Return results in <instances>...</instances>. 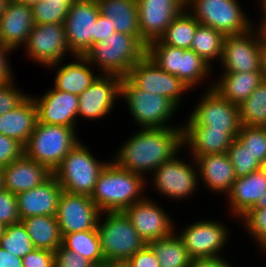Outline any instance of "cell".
Returning <instances> with one entry per match:
<instances>
[{
	"mask_svg": "<svg viewBox=\"0 0 266 267\" xmlns=\"http://www.w3.org/2000/svg\"><path fill=\"white\" fill-rule=\"evenodd\" d=\"M238 0H187V11L202 25L224 36L239 35L253 28Z\"/></svg>",
	"mask_w": 266,
	"mask_h": 267,
	"instance_id": "cell-9",
	"label": "cell"
},
{
	"mask_svg": "<svg viewBox=\"0 0 266 267\" xmlns=\"http://www.w3.org/2000/svg\"><path fill=\"white\" fill-rule=\"evenodd\" d=\"M266 208V192L259 198L255 206L251 209H265Z\"/></svg>",
	"mask_w": 266,
	"mask_h": 267,
	"instance_id": "cell-56",
	"label": "cell"
},
{
	"mask_svg": "<svg viewBox=\"0 0 266 267\" xmlns=\"http://www.w3.org/2000/svg\"><path fill=\"white\" fill-rule=\"evenodd\" d=\"M238 107L242 125L266 127V80Z\"/></svg>",
	"mask_w": 266,
	"mask_h": 267,
	"instance_id": "cell-37",
	"label": "cell"
},
{
	"mask_svg": "<svg viewBox=\"0 0 266 267\" xmlns=\"http://www.w3.org/2000/svg\"><path fill=\"white\" fill-rule=\"evenodd\" d=\"M183 229L178 234L175 226V233L192 259L219 257V252L224 250L223 247L228 242V236H231L226 225L217 220H199Z\"/></svg>",
	"mask_w": 266,
	"mask_h": 267,
	"instance_id": "cell-15",
	"label": "cell"
},
{
	"mask_svg": "<svg viewBox=\"0 0 266 267\" xmlns=\"http://www.w3.org/2000/svg\"><path fill=\"white\" fill-rule=\"evenodd\" d=\"M224 38L221 32L210 26L199 24L190 49L211 66L214 60H221Z\"/></svg>",
	"mask_w": 266,
	"mask_h": 267,
	"instance_id": "cell-35",
	"label": "cell"
},
{
	"mask_svg": "<svg viewBox=\"0 0 266 267\" xmlns=\"http://www.w3.org/2000/svg\"><path fill=\"white\" fill-rule=\"evenodd\" d=\"M120 97L128 104L130 115L139 128L173 127L167 123L179 107L168 97L141 90L127 77L121 79Z\"/></svg>",
	"mask_w": 266,
	"mask_h": 267,
	"instance_id": "cell-6",
	"label": "cell"
},
{
	"mask_svg": "<svg viewBox=\"0 0 266 267\" xmlns=\"http://www.w3.org/2000/svg\"><path fill=\"white\" fill-rule=\"evenodd\" d=\"M101 211L91 196L62 191L56 212V219L62 237L73 232L97 228Z\"/></svg>",
	"mask_w": 266,
	"mask_h": 267,
	"instance_id": "cell-17",
	"label": "cell"
},
{
	"mask_svg": "<svg viewBox=\"0 0 266 267\" xmlns=\"http://www.w3.org/2000/svg\"><path fill=\"white\" fill-rule=\"evenodd\" d=\"M19 4H26V5H30L32 6L35 2H37L38 0H10Z\"/></svg>",
	"mask_w": 266,
	"mask_h": 267,
	"instance_id": "cell-58",
	"label": "cell"
},
{
	"mask_svg": "<svg viewBox=\"0 0 266 267\" xmlns=\"http://www.w3.org/2000/svg\"><path fill=\"white\" fill-rule=\"evenodd\" d=\"M24 47L26 56L31 58L33 63H39L46 68L62 63L67 55H72L64 23L34 24Z\"/></svg>",
	"mask_w": 266,
	"mask_h": 267,
	"instance_id": "cell-13",
	"label": "cell"
},
{
	"mask_svg": "<svg viewBox=\"0 0 266 267\" xmlns=\"http://www.w3.org/2000/svg\"><path fill=\"white\" fill-rule=\"evenodd\" d=\"M217 80L214 81L215 83H211L212 85L210 86L224 99L239 106L248 99L264 79L262 72H246L221 73Z\"/></svg>",
	"mask_w": 266,
	"mask_h": 267,
	"instance_id": "cell-31",
	"label": "cell"
},
{
	"mask_svg": "<svg viewBox=\"0 0 266 267\" xmlns=\"http://www.w3.org/2000/svg\"><path fill=\"white\" fill-rule=\"evenodd\" d=\"M96 230L105 262L129 259L148 244L123 211L101 212Z\"/></svg>",
	"mask_w": 266,
	"mask_h": 267,
	"instance_id": "cell-4",
	"label": "cell"
},
{
	"mask_svg": "<svg viewBox=\"0 0 266 267\" xmlns=\"http://www.w3.org/2000/svg\"><path fill=\"white\" fill-rule=\"evenodd\" d=\"M200 23L187 11V9L167 27L164 34L159 38L163 44L173 47L190 49L195 31Z\"/></svg>",
	"mask_w": 266,
	"mask_h": 267,
	"instance_id": "cell-36",
	"label": "cell"
},
{
	"mask_svg": "<svg viewBox=\"0 0 266 267\" xmlns=\"http://www.w3.org/2000/svg\"><path fill=\"white\" fill-rule=\"evenodd\" d=\"M189 267H234L227 259L220 257L212 258H193L190 261Z\"/></svg>",
	"mask_w": 266,
	"mask_h": 267,
	"instance_id": "cell-51",
	"label": "cell"
},
{
	"mask_svg": "<svg viewBox=\"0 0 266 267\" xmlns=\"http://www.w3.org/2000/svg\"><path fill=\"white\" fill-rule=\"evenodd\" d=\"M263 34H264V38H265V40H266V31H265Z\"/></svg>",
	"mask_w": 266,
	"mask_h": 267,
	"instance_id": "cell-62",
	"label": "cell"
},
{
	"mask_svg": "<svg viewBox=\"0 0 266 267\" xmlns=\"http://www.w3.org/2000/svg\"><path fill=\"white\" fill-rule=\"evenodd\" d=\"M119 147L112 161L122 169L144 175L182 151L183 128H140Z\"/></svg>",
	"mask_w": 266,
	"mask_h": 267,
	"instance_id": "cell-1",
	"label": "cell"
},
{
	"mask_svg": "<svg viewBox=\"0 0 266 267\" xmlns=\"http://www.w3.org/2000/svg\"><path fill=\"white\" fill-rule=\"evenodd\" d=\"M198 167L199 182L209 191L228 194L236 180L234 167L227 153H216L199 156L195 159Z\"/></svg>",
	"mask_w": 266,
	"mask_h": 267,
	"instance_id": "cell-25",
	"label": "cell"
},
{
	"mask_svg": "<svg viewBox=\"0 0 266 267\" xmlns=\"http://www.w3.org/2000/svg\"><path fill=\"white\" fill-rule=\"evenodd\" d=\"M0 267H23L22 258L0 247Z\"/></svg>",
	"mask_w": 266,
	"mask_h": 267,
	"instance_id": "cell-52",
	"label": "cell"
},
{
	"mask_svg": "<svg viewBox=\"0 0 266 267\" xmlns=\"http://www.w3.org/2000/svg\"><path fill=\"white\" fill-rule=\"evenodd\" d=\"M146 55L161 69L181 79L191 91L212 72V66L192 49L163 44L159 39L147 45Z\"/></svg>",
	"mask_w": 266,
	"mask_h": 267,
	"instance_id": "cell-8",
	"label": "cell"
},
{
	"mask_svg": "<svg viewBox=\"0 0 266 267\" xmlns=\"http://www.w3.org/2000/svg\"><path fill=\"white\" fill-rule=\"evenodd\" d=\"M115 33V29L110 23V18L99 14L95 24V43L108 39Z\"/></svg>",
	"mask_w": 266,
	"mask_h": 267,
	"instance_id": "cell-50",
	"label": "cell"
},
{
	"mask_svg": "<svg viewBox=\"0 0 266 267\" xmlns=\"http://www.w3.org/2000/svg\"><path fill=\"white\" fill-rule=\"evenodd\" d=\"M53 172L23 153L3 168L4 189L17 195L47 181Z\"/></svg>",
	"mask_w": 266,
	"mask_h": 267,
	"instance_id": "cell-22",
	"label": "cell"
},
{
	"mask_svg": "<svg viewBox=\"0 0 266 267\" xmlns=\"http://www.w3.org/2000/svg\"><path fill=\"white\" fill-rule=\"evenodd\" d=\"M4 188V184H3V168L0 167V190H2Z\"/></svg>",
	"mask_w": 266,
	"mask_h": 267,
	"instance_id": "cell-59",
	"label": "cell"
},
{
	"mask_svg": "<svg viewBox=\"0 0 266 267\" xmlns=\"http://www.w3.org/2000/svg\"><path fill=\"white\" fill-rule=\"evenodd\" d=\"M148 245L157 256L159 267H189L192 258L175 232Z\"/></svg>",
	"mask_w": 266,
	"mask_h": 267,
	"instance_id": "cell-33",
	"label": "cell"
},
{
	"mask_svg": "<svg viewBox=\"0 0 266 267\" xmlns=\"http://www.w3.org/2000/svg\"><path fill=\"white\" fill-rule=\"evenodd\" d=\"M155 200L145 196L123 212L131 221L138 234L149 243L161 239L175 232L173 219L162 209Z\"/></svg>",
	"mask_w": 266,
	"mask_h": 267,
	"instance_id": "cell-18",
	"label": "cell"
},
{
	"mask_svg": "<svg viewBox=\"0 0 266 267\" xmlns=\"http://www.w3.org/2000/svg\"><path fill=\"white\" fill-rule=\"evenodd\" d=\"M105 267H132L128 259L110 260L103 264Z\"/></svg>",
	"mask_w": 266,
	"mask_h": 267,
	"instance_id": "cell-54",
	"label": "cell"
},
{
	"mask_svg": "<svg viewBox=\"0 0 266 267\" xmlns=\"http://www.w3.org/2000/svg\"><path fill=\"white\" fill-rule=\"evenodd\" d=\"M77 0H38L32 7L34 24L64 23L70 5Z\"/></svg>",
	"mask_w": 266,
	"mask_h": 267,
	"instance_id": "cell-38",
	"label": "cell"
},
{
	"mask_svg": "<svg viewBox=\"0 0 266 267\" xmlns=\"http://www.w3.org/2000/svg\"><path fill=\"white\" fill-rule=\"evenodd\" d=\"M122 77L101 74L89 88L78 96V116L80 118L98 120L108 116L120 97Z\"/></svg>",
	"mask_w": 266,
	"mask_h": 267,
	"instance_id": "cell-20",
	"label": "cell"
},
{
	"mask_svg": "<svg viewBox=\"0 0 266 267\" xmlns=\"http://www.w3.org/2000/svg\"><path fill=\"white\" fill-rule=\"evenodd\" d=\"M5 227L2 223H0V237L3 235Z\"/></svg>",
	"mask_w": 266,
	"mask_h": 267,
	"instance_id": "cell-60",
	"label": "cell"
},
{
	"mask_svg": "<svg viewBox=\"0 0 266 267\" xmlns=\"http://www.w3.org/2000/svg\"><path fill=\"white\" fill-rule=\"evenodd\" d=\"M193 162V163H191ZM187 163L176 154L171 160L162 163L152 172L154 190L164 198L185 199L198 191L199 175L194 158ZM194 165V166H193Z\"/></svg>",
	"mask_w": 266,
	"mask_h": 267,
	"instance_id": "cell-12",
	"label": "cell"
},
{
	"mask_svg": "<svg viewBox=\"0 0 266 267\" xmlns=\"http://www.w3.org/2000/svg\"><path fill=\"white\" fill-rule=\"evenodd\" d=\"M262 74L263 79L266 80V40L263 41V48H262Z\"/></svg>",
	"mask_w": 266,
	"mask_h": 267,
	"instance_id": "cell-55",
	"label": "cell"
},
{
	"mask_svg": "<svg viewBox=\"0 0 266 267\" xmlns=\"http://www.w3.org/2000/svg\"><path fill=\"white\" fill-rule=\"evenodd\" d=\"M37 121V107L31 94L13 110L0 116V134L13 138L25 146Z\"/></svg>",
	"mask_w": 266,
	"mask_h": 267,
	"instance_id": "cell-29",
	"label": "cell"
},
{
	"mask_svg": "<svg viewBox=\"0 0 266 267\" xmlns=\"http://www.w3.org/2000/svg\"><path fill=\"white\" fill-rule=\"evenodd\" d=\"M37 107L38 122L76 128L79 99L77 95L54 89L42 96H33Z\"/></svg>",
	"mask_w": 266,
	"mask_h": 267,
	"instance_id": "cell-21",
	"label": "cell"
},
{
	"mask_svg": "<svg viewBox=\"0 0 266 267\" xmlns=\"http://www.w3.org/2000/svg\"><path fill=\"white\" fill-rule=\"evenodd\" d=\"M0 247L23 258L34 249L30 236L22 222L5 227L0 237Z\"/></svg>",
	"mask_w": 266,
	"mask_h": 267,
	"instance_id": "cell-39",
	"label": "cell"
},
{
	"mask_svg": "<svg viewBox=\"0 0 266 267\" xmlns=\"http://www.w3.org/2000/svg\"><path fill=\"white\" fill-rule=\"evenodd\" d=\"M55 267H96L91 261L60 245L54 251Z\"/></svg>",
	"mask_w": 266,
	"mask_h": 267,
	"instance_id": "cell-45",
	"label": "cell"
},
{
	"mask_svg": "<svg viewBox=\"0 0 266 267\" xmlns=\"http://www.w3.org/2000/svg\"><path fill=\"white\" fill-rule=\"evenodd\" d=\"M13 81L0 85V116L13 110L20 104L28 94L23 93L17 88Z\"/></svg>",
	"mask_w": 266,
	"mask_h": 267,
	"instance_id": "cell-44",
	"label": "cell"
},
{
	"mask_svg": "<svg viewBox=\"0 0 266 267\" xmlns=\"http://www.w3.org/2000/svg\"><path fill=\"white\" fill-rule=\"evenodd\" d=\"M253 24L248 32L225 36L221 57L222 73L262 72L264 34Z\"/></svg>",
	"mask_w": 266,
	"mask_h": 267,
	"instance_id": "cell-10",
	"label": "cell"
},
{
	"mask_svg": "<svg viewBox=\"0 0 266 267\" xmlns=\"http://www.w3.org/2000/svg\"><path fill=\"white\" fill-rule=\"evenodd\" d=\"M243 223L247 229L248 235L255 239L262 252H266V208L265 209H249L239 222Z\"/></svg>",
	"mask_w": 266,
	"mask_h": 267,
	"instance_id": "cell-42",
	"label": "cell"
},
{
	"mask_svg": "<svg viewBox=\"0 0 266 267\" xmlns=\"http://www.w3.org/2000/svg\"><path fill=\"white\" fill-rule=\"evenodd\" d=\"M128 260L132 267H159L158 258L148 244Z\"/></svg>",
	"mask_w": 266,
	"mask_h": 267,
	"instance_id": "cell-48",
	"label": "cell"
},
{
	"mask_svg": "<svg viewBox=\"0 0 266 267\" xmlns=\"http://www.w3.org/2000/svg\"><path fill=\"white\" fill-rule=\"evenodd\" d=\"M108 164L89 151L88 146L78 142L63 158L53 175L64 191L91 196L100 172Z\"/></svg>",
	"mask_w": 266,
	"mask_h": 267,
	"instance_id": "cell-5",
	"label": "cell"
},
{
	"mask_svg": "<svg viewBox=\"0 0 266 267\" xmlns=\"http://www.w3.org/2000/svg\"><path fill=\"white\" fill-rule=\"evenodd\" d=\"M62 246L88 259L95 266L105 263L96 229L66 234L62 237Z\"/></svg>",
	"mask_w": 266,
	"mask_h": 267,
	"instance_id": "cell-34",
	"label": "cell"
},
{
	"mask_svg": "<svg viewBox=\"0 0 266 267\" xmlns=\"http://www.w3.org/2000/svg\"><path fill=\"white\" fill-rule=\"evenodd\" d=\"M236 138L263 165L266 159V127L242 125Z\"/></svg>",
	"mask_w": 266,
	"mask_h": 267,
	"instance_id": "cell-40",
	"label": "cell"
},
{
	"mask_svg": "<svg viewBox=\"0 0 266 267\" xmlns=\"http://www.w3.org/2000/svg\"><path fill=\"white\" fill-rule=\"evenodd\" d=\"M34 248L55 251L62 245V235L55 216L37 215L22 219Z\"/></svg>",
	"mask_w": 266,
	"mask_h": 267,
	"instance_id": "cell-32",
	"label": "cell"
},
{
	"mask_svg": "<svg viewBox=\"0 0 266 267\" xmlns=\"http://www.w3.org/2000/svg\"><path fill=\"white\" fill-rule=\"evenodd\" d=\"M227 155L234 167L236 178L247 176L262 168L256 157L245 149V146L237 138L227 149Z\"/></svg>",
	"mask_w": 266,
	"mask_h": 267,
	"instance_id": "cell-41",
	"label": "cell"
},
{
	"mask_svg": "<svg viewBox=\"0 0 266 267\" xmlns=\"http://www.w3.org/2000/svg\"><path fill=\"white\" fill-rule=\"evenodd\" d=\"M21 222L16 195L9 190H0V223L4 226Z\"/></svg>",
	"mask_w": 266,
	"mask_h": 267,
	"instance_id": "cell-43",
	"label": "cell"
},
{
	"mask_svg": "<svg viewBox=\"0 0 266 267\" xmlns=\"http://www.w3.org/2000/svg\"><path fill=\"white\" fill-rule=\"evenodd\" d=\"M76 128L63 125H48L37 121L36 126L24 146V153L52 172L63 158L79 142Z\"/></svg>",
	"mask_w": 266,
	"mask_h": 267,
	"instance_id": "cell-7",
	"label": "cell"
},
{
	"mask_svg": "<svg viewBox=\"0 0 266 267\" xmlns=\"http://www.w3.org/2000/svg\"><path fill=\"white\" fill-rule=\"evenodd\" d=\"M63 188L52 175L43 184L16 195L20 219L37 215L56 216L58 201Z\"/></svg>",
	"mask_w": 266,
	"mask_h": 267,
	"instance_id": "cell-23",
	"label": "cell"
},
{
	"mask_svg": "<svg viewBox=\"0 0 266 267\" xmlns=\"http://www.w3.org/2000/svg\"><path fill=\"white\" fill-rule=\"evenodd\" d=\"M183 146L191 152V158L216 153H227L237 135H228L224 130H210L201 125H184Z\"/></svg>",
	"mask_w": 266,
	"mask_h": 267,
	"instance_id": "cell-27",
	"label": "cell"
},
{
	"mask_svg": "<svg viewBox=\"0 0 266 267\" xmlns=\"http://www.w3.org/2000/svg\"><path fill=\"white\" fill-rule=\"evenodd\" d=\"M146 182L142 175L109 160L98 176L91 199L101 212L124 211L145 197Z\"/></svg>",
	"mask_w": 266,
	"mask_h": 267,
	"instance_id": "cell-2",
	"label": "cell"
},
{
	"mask_svg": "<svg viewBox=\"0 0 266 267\" xmlns=\"http://www.w3.org/2000/svg\"><path fill=\"white\" fill-rule=\"evenodd\" d=\"M126 77L137 88L168 97L178 107L181 106L183 94L191 90L181 79L161 69L147 55L130 69Z\"/></svg>",
	"mask_w": 266,
	"mask_h": 267,
	"instance_id": "cell-14",
	"label": "cell"
},
{
	"mask_svg": "<svg viewBox=\"0 0 266 267\" xmlns=\"http://www.w3.org/2000/svg\"><path fill=\"white\" fill-rule=\"evenodd\" d=\"M266 192V172L261 168L247 176L236 178L228 197L230 214L240 218L253 208L259 198Z\"/></svg>",
	"mask_w": 266,
	"mask_h": 267,
	"instance_id": "cell-26",
	"label": "cell"
},
{
	"mask_svg": "<svg viewBox=\"0 0 266 267\" xmlns=\"http://www.w3.org/2000/svg\"><path fill=\"white\" fill-rule=\"evenodd\" d=\"M9 1L10 0H0V18L4 13L5 9L7 8Z\"/></svg>",
	"mask_w": 266,
	"mask_h": 267,
	"instance_id": "cell-57",
	"label": "cell"
},
{
	"mask_svg": "<svg viewBox=\"0 0 266 267\" xmlns=\"http://www.w3.org/2000/svg\"><path fill=\"white\" fill-rule=\"evenodd\" d=\"M99 14L97 0H77L70 5L64 27L72 56L85 55L95 44V24Z\"/></svg>",
	"mask_w": 266,
	"mask_h": 267,
	"instance_id": "cell-16",
	"label": "cell"
},
{
	"mask_svg": "<svg viewBox=\"0 0 266 267\" xmlns=\"http://www.w3.org/2000/svg\"><path fill=\"white\" fill-rule=\"evenodd\" d=\"M74 60L65 65L60 63L48 66L57 68L54 78V89L79 96L101 75H94L93 66L84 55H74ZM75 61V62H74ZM92 68H91V67ZM59 67V68H58Z\"/></svg>",
	"mask_w": 266,
	"mask_h": 267,
	"instance_id": "cell-28",
	"label": "cell"
},
{
	"mask_svg": "<svg viewBox=\"0 0 266 267\" xmlns=\"http://www.w3.org/2000/svg\"><path fill=\"white\" fill-rule=\"evenodd\" d=\"M100 13L110 18L115 32L135 36L146 48L140 36L137 0H97Z\"/></svg>",
	"mask_w": 266,
	"mask_h": 267,
	"instance_id": "cell-30",
	"label": "cell"
},
{
	"mask_svg": "<svg viewBox=\"0 0 266 267\" xmlns=\"http://www.w3.org/2000/svg\"><path fill=\"white\" fill-rule=\"evenodd\" d=\"M260 1V0H258ZM259 6H261V14H262V19L261 22H259L260 24L257 23V27L256 29H258L260 32L264 33L266 31V0H261V2H259Z\"/></svg>",
	"mask_w": 266,
	"mask_h": 267,
	"instance_id": "cell-53",
	"label": "cell"
},
{
	"mask_svg": "<svg viewBox=\"0 0 266 267\" xmlns=\"http://www.w3.org/2000/svg\"><path fill=\"white\" fill-rule=\"evenodd\" d=\"M262 169L266 172V159H265V161H264V163L262 165Z\"/></svg>",
	"mask_w": 266,
	"mask_h": 267,
	"instance_id": "cell-61",
	"label": "cell"
},
{
	"mask_svg": "<svg viewBox=\"0 0 266 267\" xmlns=\"http://www.w3.org/2000/svg\"><path fill=\"white\" fill-rule=\"evenodd\" d=\"M187 0H137L140 36L149 44L159 39L174 18L186 10Z\"/></svg>",
	"mask_w": 266,
	"mask_h": 267,
	"instance_id": "cell-19",
	"label": "cell"
},
{
	"mask_svg": "<svg viewBox=\"0 0 266 267\" xmlns=\"http://www.w3.org/2000/svg\"><path fill=\"white\" fill-rule=\"evenodd\" d=\"M146 52L147 48L135 36L115 32L93 44L84 56L101 74L126 77Z\"/></svg>",
	"mask_w": 266,
	"mask_h": 267,
	"instance_id": "cell-3",
	"label": "cell"
},
{
	"mask_svg": "<svg viewBox=\"0 0 266 267\" xmlns=\"http://www.w3.org/2000/svg\"><path fill=\"white\" fill-rule=\"evenodd\" d=\"M34 26L32 7L9 1L0 18V36L2 44L19 50L24 46Z\"/></svg>",
	"mask_w": 266,
	"mask_h": 267,
	"instance_id": "cell-24",
	"label": "cell"
},
{
	"mask_svg": "<svg viewBox=\"0 0 266 267\" xmlns=\"http://www.w3.org/2000/svg\"><path fill=\"white\" fill-rule=\"evenodd\" d=\"M24 153V146L17 140L0 134V167L4 168Z\"/></svg>",
	"mask_w": 266,
	"mask_h": 267,
	"instance_id": "cell-46",
	"label": "cell"
},
{
	"mask_svg": "<svg viewBox=\"0 0 266 267\" xmlns=\"http://www.w3.org/2000/svg\"><path fill=\"white\" fill-rule=\"evenodd\" d=\"M189 115L185 125L224 130L228 135H238L242 127L239 107L224 99L212 86L202 95Z\"/></svg>",
	"mask_w": 266,
	"mask_h": 267,
	"instance_id": "cell-11",
	"label": "cell"
},
{
	"mask_svg": "<svg viewBox=\"0 0 266 267\" xmlns=\"http://www.w3.org/2000/svg\"><path fill=\"white\" fill-rule=\"evenodd\" d=\"M23 267H55L54 252L34 248L22 258Z\"/></svg>",
	"mask_w": 266,
	"mask_h": 267,
	"instance_id": "cell-47",
	"label": "cell"
},
{
	"mask_svg": "<svg viewBox=\"0 0 266 267\" xmlns=\"http://www.w3.org/2000/svg\"><path fill=\"white\" fill-rule=\"evenodd\" d=\"M12 51L15 52L11 47L0 45V85L15 80L13 71H11L12 66L9 65V59L7 60L9 53H13Z\"/></svg>",
	"mask_w": 266,
	"mask_h": 267,
	"instance_id": "cell-49",
	"label": "cell"
}]
</instances>
